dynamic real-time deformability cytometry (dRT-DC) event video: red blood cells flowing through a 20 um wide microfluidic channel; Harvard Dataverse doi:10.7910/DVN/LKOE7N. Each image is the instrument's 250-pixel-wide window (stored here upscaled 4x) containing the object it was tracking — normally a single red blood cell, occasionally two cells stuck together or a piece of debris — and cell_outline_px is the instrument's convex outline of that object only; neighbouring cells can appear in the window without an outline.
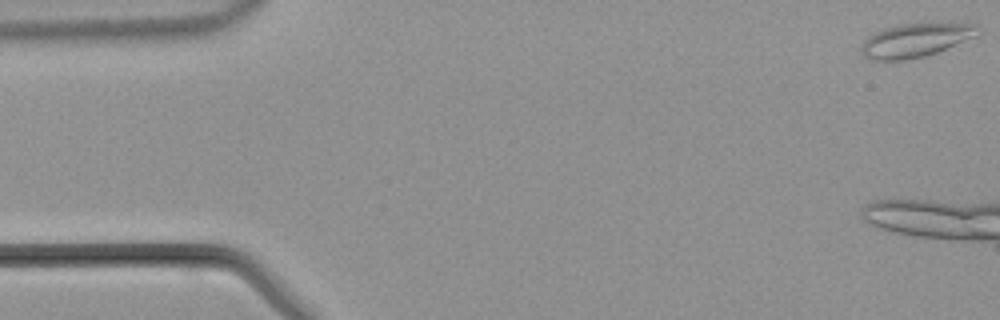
{"species": "common noctule bat (a hibernating species)", "species_latin": "Nyctalus noctula", "temperature_condition": "warm", "stored_images_in_passage": 6, "camera_frame_rate_fps": 3000, "um_per_image_px": 0.085, "animal": {"sex": "male", "body_mass_g": 21.5, "forearm_length_mm": 52.0}, "frame": {"image": 1, "passage_image": 1, "time_ms": 0.0, "image_size_px": [1000, 320], "cell_outline_px": [[980, 32], [976, 36], [936, 52], [924, 56], [904, 60], [872, 60], [864, 56], [860, 52], [860, 48], [864, 40], [868, 36], [884, 28], [900, 24], [976, 24], [980, 28]], "centroid_in_image_um": [77.77, 3.43], "position_along_channel_um": 7.2, "area_um2": 22.54}}